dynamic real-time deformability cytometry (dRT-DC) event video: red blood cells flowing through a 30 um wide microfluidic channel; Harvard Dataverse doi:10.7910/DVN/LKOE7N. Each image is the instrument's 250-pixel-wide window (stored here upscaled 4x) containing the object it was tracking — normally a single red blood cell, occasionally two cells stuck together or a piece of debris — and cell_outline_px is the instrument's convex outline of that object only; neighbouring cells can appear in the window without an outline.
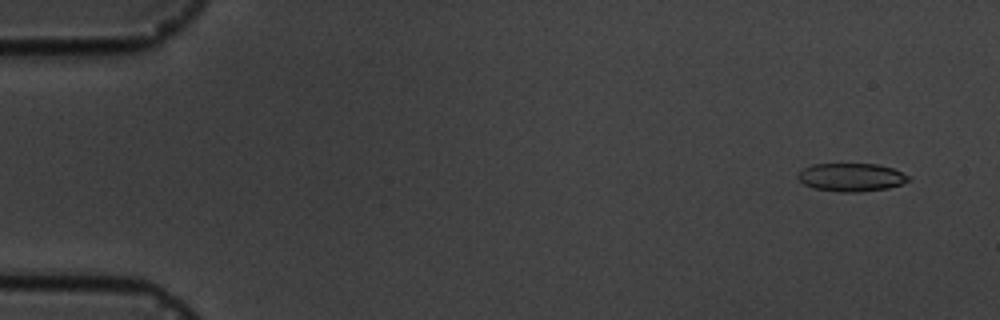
{"species": "common noctule bat (a hibernating species)", "species_latin": "Nyctalus noctula", "temperature_condition": "cold", "stored_images_in_passage": 6, "camera_frame_rate_fps": 3000, "um_per_image_px": 0.085, "animal": {"sex": "male", "body_mass_g": 19.5, "forearm_length_mm": 54.6}, "frame": {"image": 1, "passage_image": 2, "time_ms": 1.0, "image_size_px": [1000, 320], "cell_outline_px": [[912, 180], [888, 188], [860, 192], [840, 192], [812, 188], [804, 184], [796, 176], [804, 168], [812, 164], [876, 164], [892, 168], [908, 176]], "centroid_in_image_um": [72.34, 15.07], "position_along_channel_um": 12.7, "area_um2": 18.09}}
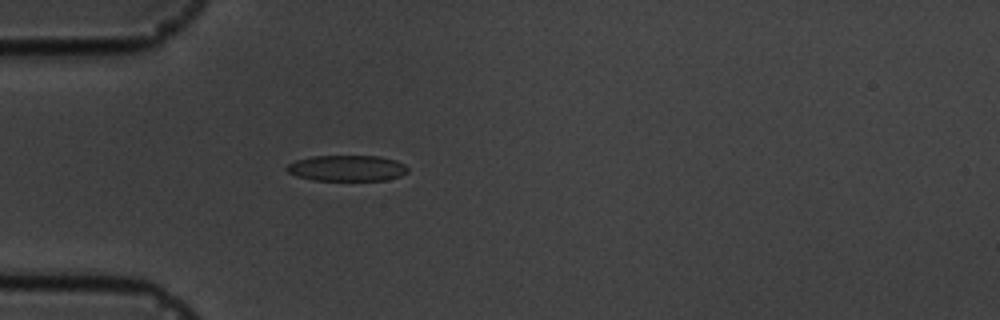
{"frame": {"image": 2, "passage_image": 6, "time_ms": 5.333, "image_size_px": [1000, 320], "cell_outline_px": [[408, 172], [400, 176], [388, 180], [312, 180], [296, 176], [288, 172], [284, 168], [288, 164], [296, 160], [312, 156], [380, 156], [396, 160], [404, 164], [408, 168]], "centroid_in_image_um": [29.49, 14.29], "position_along_channel_um": 55.5, "area_um2": 18.38}}